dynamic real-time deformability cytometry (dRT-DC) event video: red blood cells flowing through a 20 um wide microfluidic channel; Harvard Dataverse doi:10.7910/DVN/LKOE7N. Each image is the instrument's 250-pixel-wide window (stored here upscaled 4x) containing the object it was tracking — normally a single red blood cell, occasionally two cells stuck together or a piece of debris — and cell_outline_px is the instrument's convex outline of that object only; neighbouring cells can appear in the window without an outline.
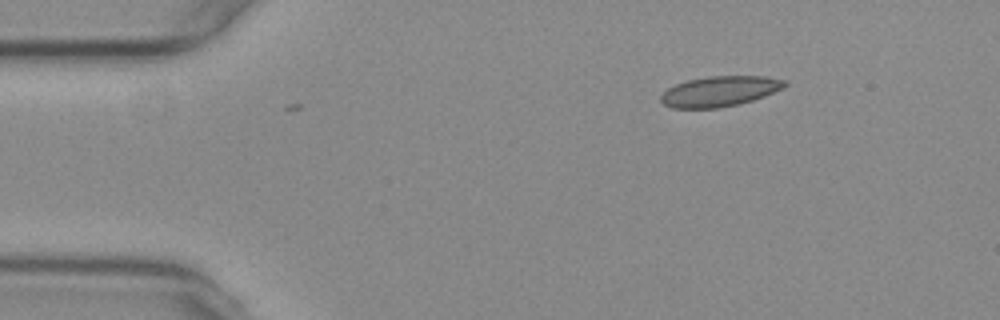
{"species": "common noctule bat (a hibernating species)", "species_latin": "Nyctalus noctula", "temperature_condition": "warm", "stored_images_in_passage": 48, "camera_frame_rate_fps": 3000, "um_per_image_px": 0.085, "animal": {"sex": "female", "body_mass_g": 29.2, "forearm_length_mm": 56.3}, "frame": {"image": 1, "passage_image": 1, "time_ms": 0.0, "image_size_px": [1000, 320], "cell_outline_px": [[788, 84], [764, 96], [752, 100], [720, 108], [672, 108], [664, 104], [660, 100], [660, 96], [668, 88], [676, 84], [688, 80], [708, 76], [764, 76], [784, 80]], "centroid_in_image_um": [61.13, 7.76], "position_along_channel_um": 23.9, "area_um2": 21.62}}
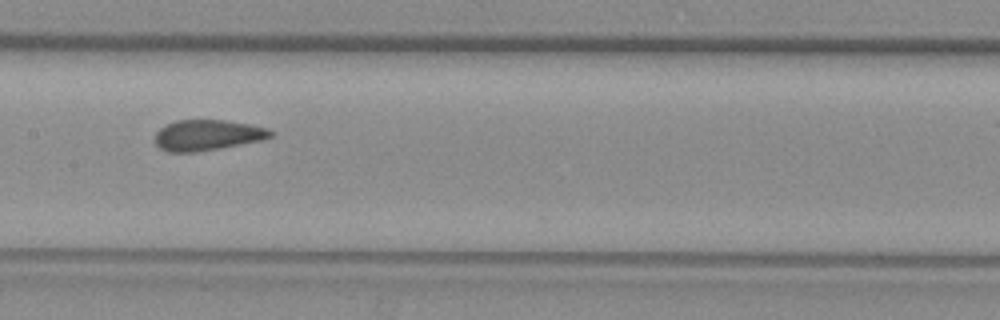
{"frame": {"image": 2, "passage_image": 20, "time_ms": 6.333, "image_size_px": [1000, 320], "cell_outline_px": [[276, 132], [272, 136], [264, 140], [196, 152], [168, 152], [160, 148], [156, 144], [156, 132], [160, 128], [176, 120], [224, 120], [248, 124], [268, 128]], "centroid_in_image_um": [17.66, 11.48], "position_along_channel_um": 189.7, "area_um2": 20.63}}
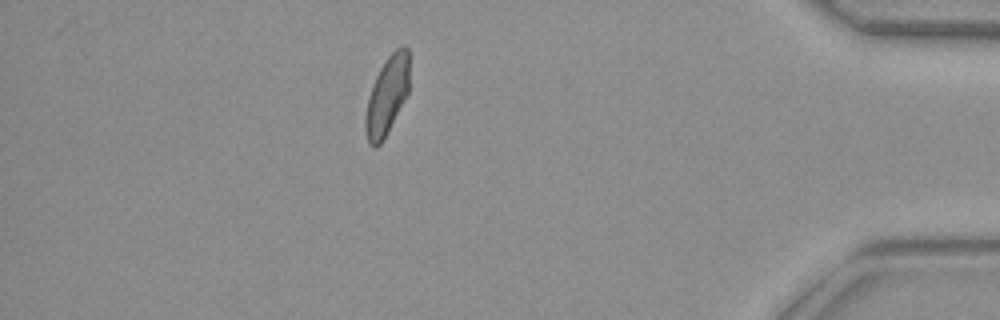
{"frame": {"image": 3, "passage_image": 41, "time_ms": 13.333, "image_size_px": [1000, 320], "cell_outline_px": [[408, 92], [380, 144], [376, 148], [372, 148], [368, 144], [364, 124], [364, 116], [368, 96], [372, 84], [380, 68], [388, 56], [396, 48], [404, 44], [408, 48]], "centroid_in_image_um": [32.86, 8.12], "position_along_channel_um": 402.3, "area_um2": 19.83}, "authors_computed_cell_mechanics": {"area_um2": 21.1259, "velocity_mm_per_s": 3.7355, "shape_relaxation_time_tau1_ms": 7.6458, "shape_relaxation_time_tau2_ms": 0.6742, "deformation_change_tau1": 0.1467, "deformation_change_tau2": 0.0498}}